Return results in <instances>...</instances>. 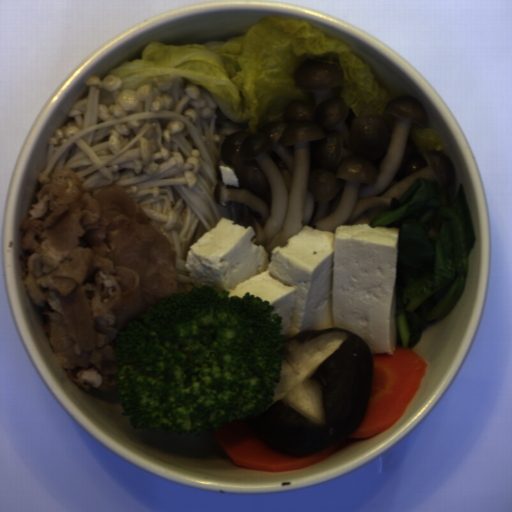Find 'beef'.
I'll use <instances>...</instances> for the list:
<instances>
[{
  "label": "beef",
  "mask_w": 512,
  "mask_h": 512,
  "mask_svg": "<svg viewBox=\"0 0 512 512\" xmlns=\"http://www.w3.org/2000/svg\"><path fill=\"white\" fill-rule=\"evenodd\" d=\"M20 231L19 276L56 360L83 392L120 402V331L182 293L170 241L118 183L97 192L71 169L39 187Z\"/></svg>",
  "instance_id": "beef-1"
}]
</instances>
